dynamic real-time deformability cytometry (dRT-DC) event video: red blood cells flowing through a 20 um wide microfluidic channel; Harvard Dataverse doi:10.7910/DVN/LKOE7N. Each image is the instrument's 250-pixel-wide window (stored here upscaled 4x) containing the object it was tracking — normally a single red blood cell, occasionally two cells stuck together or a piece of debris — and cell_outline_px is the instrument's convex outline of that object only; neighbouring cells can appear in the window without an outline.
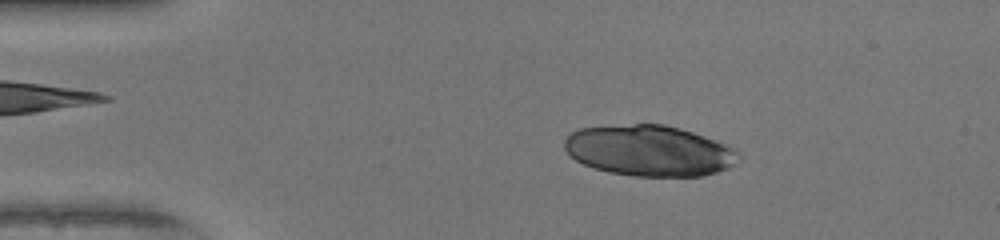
{"species": "human", "species_latin": "Homo sapiens", "temperature_condition": "warm", "stored_images_in_passage": 49, "camera_frame_rate_fps": 3000, "um_per_image_px": 0.085, "donor": {"sex": "female"}, "frame": {"image": 1, "passage_image": 8, "time_ms": 2.333, "image_size_px": [1000, 240], "cell_outline_px": [[740, 156], [736, 164], [728, 168], [704, 176], [636, 176], [608, 172], [592, 168], [568, 156], [564, 148], [564, 140], [572, 132], [580, 128], [632, 124], [664, 124], [680, 128], [728, 144], [736, 148]], "centroid_in_image_um": [55.2, 12.81], "position_along_channel_um": 29.8, "area_um2": 51.9}}
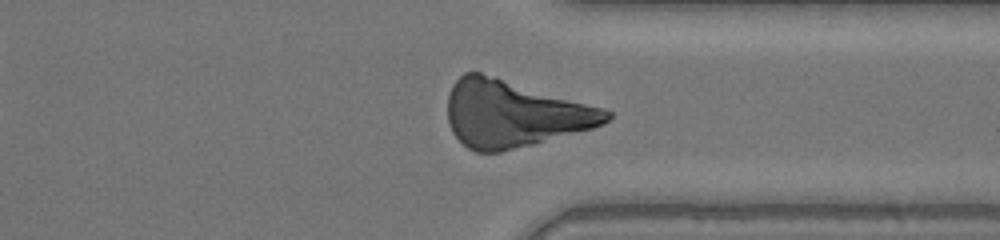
{"frame": {"image": 2, "passage_image": 37, "time_ms": 12.0, "image_size_px": [1000, 240], "cell_outline_px": [[612, 116], [604, 124], [592, 128], [532, 144], [500, 152], [476, 152], [468, 148], [452, 132], [448, 124], [448, 92], [452, 84], [464, 72], [480, 72], [604, 108], [612, 112]], "centroid_in_image_um": [43.65, 9.66], "position_along_channel_um": 367.7, "area_um2": 61.33}}
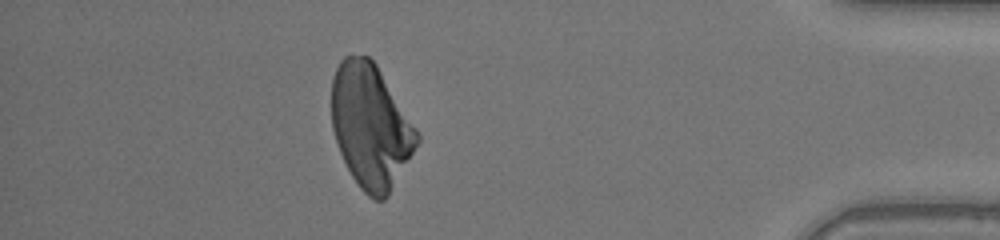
{"frame": {"image": 3, "passage_image": 43, "time_ms": 14.0, "image_size_px": [1000, 240], "cell_outline_px": [[420, 140], [388, 196], [384, 200], [372, 200], [360, 188], [352, 176], [340, 152], [332, 128], [332, 76], [340, 60], [344, 56], [368, 56], [376, 64], [416, 128], [420, 136]], "centroid_in_image_um": [31.5, 10.73], "position_along_channel_um": 403.7, "area_um2": 61.21}}